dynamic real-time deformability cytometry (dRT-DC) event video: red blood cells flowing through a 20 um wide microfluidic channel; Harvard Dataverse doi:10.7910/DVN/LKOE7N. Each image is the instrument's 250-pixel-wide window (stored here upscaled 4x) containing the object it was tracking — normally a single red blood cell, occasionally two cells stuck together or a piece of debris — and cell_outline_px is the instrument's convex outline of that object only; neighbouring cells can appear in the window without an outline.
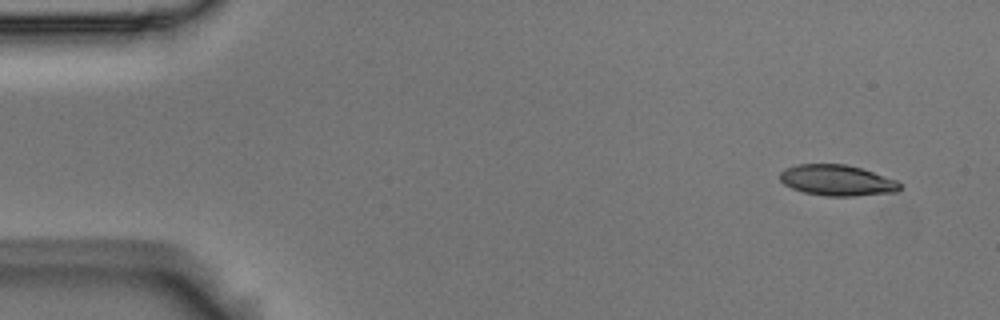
{"species": "Egyptian fruit bat (a non-hibernating species)", "species_latin": "Rousettus aegyptiacus", "temperature_condition": "room temperature", "stored_images_in_passage": 5, "camera_frame_rate_fps": 3000, "um_per_image_px": 0.085, "animal": {"sex": "male"}, "frame": {"image": 1, "passage_image": 1, "time_ms": 0.0, "image_size_px": [1000, 320], "cell_outline_px": [[904, 184], [896, 192], [852, 196], [824, 196], [804, 192], [792, 188], [784, 184], [780, 180], [780, 172], [784, 168], [796, 164], [844, 164], [860, 168], [896, 180]], "centroid_in_image_um": [71.13, 15.33], "position_along_channel_um": 13.9, "area_um2": 21.56}}
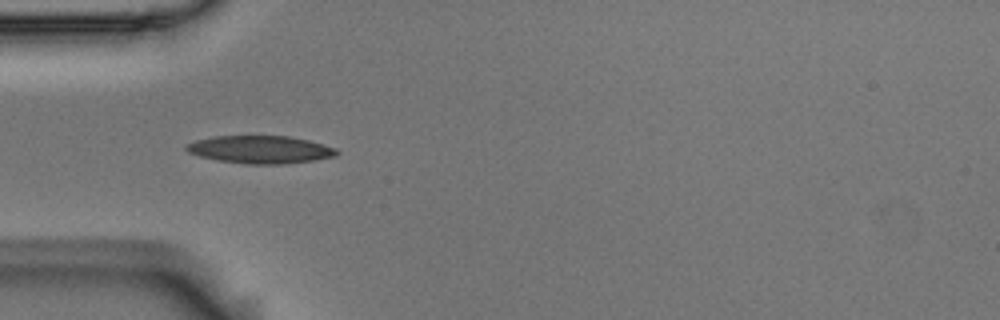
{"frame": {"image": 2, "passage_image": 4, "time_ms": 1.0, "image_size_px": [1000, 320], "cell_outline_px": [[340, 152], [336, 156], [312, 160], [284, 164], [244, 164], [216, 160], [200, 156], [188, 152], [184, 148], [184, 144], [196, 140], [212, 136], [288, 136], [308, 140], [336, 148]], "centroid_in_image_um": [22.09, 12.71], "position_along_channel_um": 62.9, "area_um2": 24.39}}
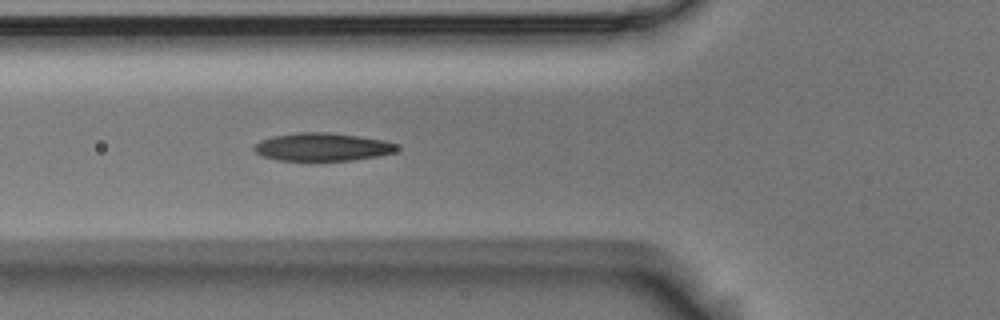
{"frame": {"image": 3, "passage_image": 5, "time_ms": 1.333, "image_size_px": [1000, 320], "cell_outline_px": [[400, 148], [396, 152], [376, 156], [352, 160], [280, 160], [264, 156], [256, 152], [252, 148], [260, 140], [272, 136], [296, 132], [328, 132], [360, 136], [384, 140], [396, 144]], "centroid_in_image_um": [27.42, 12.47], "position_along_channel_um": 98.4, "area_um2": 23.24}}